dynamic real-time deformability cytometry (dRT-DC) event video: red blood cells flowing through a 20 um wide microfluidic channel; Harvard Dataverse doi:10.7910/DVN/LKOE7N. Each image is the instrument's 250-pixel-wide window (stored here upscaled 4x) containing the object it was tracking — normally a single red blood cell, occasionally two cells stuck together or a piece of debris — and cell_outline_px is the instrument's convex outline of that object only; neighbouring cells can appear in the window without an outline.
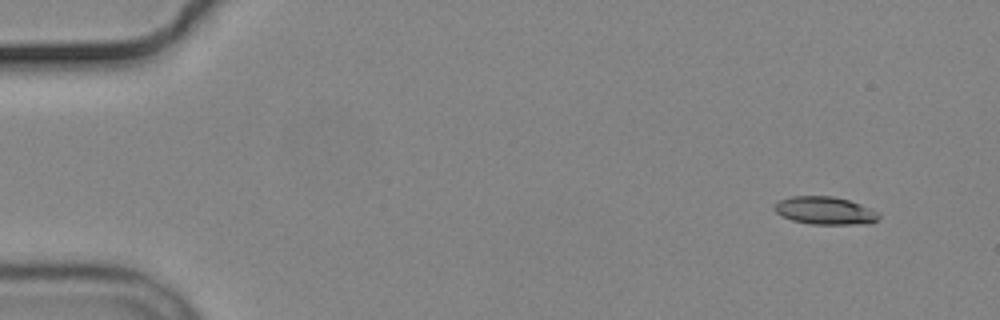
{"species": "common noctule bat (a hibernating species)", "species_latin": "Nyctalus noctula", "temperature_condition": "cold", "stored_images_in_passage": 4, "camera_frame_rate_fps": 3000, "um_per_image_px": 0.085, "animal": {"sex": "male", "body_mass_g": 19.2, "forearm_length_mm": 51.8}, "frame": {"image": 1, "passage_image": 1, "time_ms": 0.0, "image_size_px": [1000, 320], "cell_outline_px": [[880, 216], [872, 224], [812, 224], [792, 220], [780, 216], [772, 208], [780, 200], [792, 196], [832, 196], [848, 200], [872, 208]], "centroid_in_image_um": [70.12, 17.91], "position_along_channel_um": 14.9, "area_um2": 16.94}}
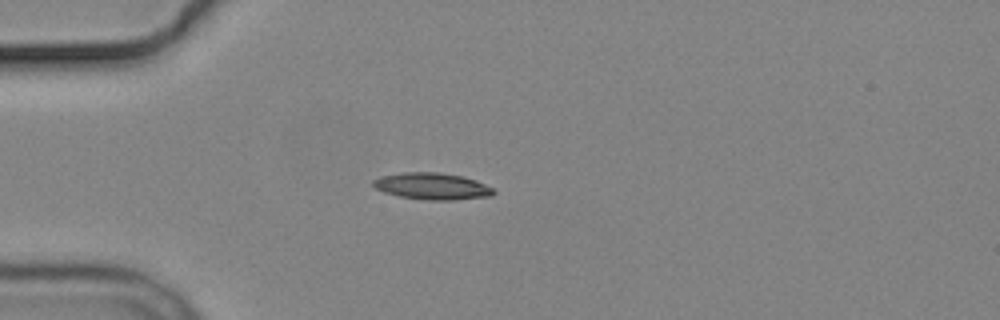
{"frame": {"image": 2, "passage_image": 4, "time_ms": 3.667, "image_size_px": [1000, 320], "cell_outline_px": [[496, 192], [492, 196], [452, 200], [428, 200], [400, 196], [384, 192], [376, 188], [372, 184], [372, 180], [380, 176], [400, 172], [440, 172], [460, 176], [476, 180], [492, 188]], "centroid_in_image_um": [36.72, 15.82], "position_along_channel_um": 48.3, "area_um2": 18.73}}